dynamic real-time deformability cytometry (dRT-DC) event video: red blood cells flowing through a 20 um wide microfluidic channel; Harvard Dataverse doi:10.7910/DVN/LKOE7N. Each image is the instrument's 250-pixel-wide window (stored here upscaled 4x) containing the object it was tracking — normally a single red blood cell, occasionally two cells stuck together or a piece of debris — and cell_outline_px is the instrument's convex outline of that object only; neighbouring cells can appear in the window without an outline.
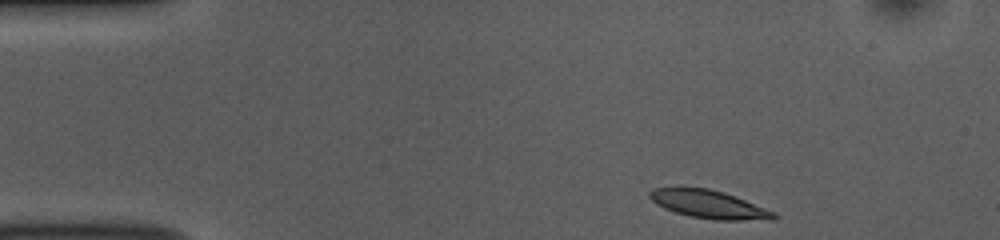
{"species": "common noctule bat (a hibernating species)", "species_latin": "Nyctalus noctula", "temperature_condition": "room temperature", "stored_images_in_passage": 46, "camera_frame_rate_fps": 3000, "um_per_image_px": 0.085, "animal": {"sex": "female", "body_mass_g": 10.0, "forearm_length_mm": 53.1}, "frame": {"image": 1, "passage_image": 1, "time_ms": 0.0, "image_size_px": [1000, 240], "cell_outline_px": [[780, 216], [772, 220], [716, 220], [688, 216], [664, 208], [656, 204], [648, 196], [648, 192], [652, 188], [708, 188], [724, 192], [776, 212]], "centroid_in_image_um": [60.29, 17.38], "position_along_channel_um": 24.7, "area_um2": 20.35}}
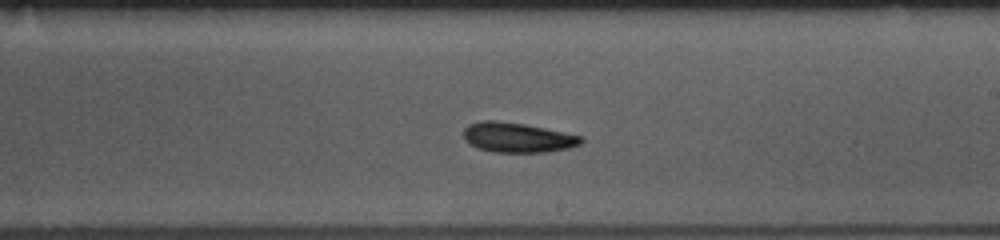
{"frame": {"image": 2, "passage_image": 24, "time_ms": 7.667, "image_size_px": [1000, 240], "cell_outline_px": [[584, 140], [580, 144], [568, 148], [544, 152], [492, 152], [476, 148], [464, 140], [464, 128], [468, 124], [484, 120], [496, 120], [524, 124], [584, 136]], "centroid_in_image_um": [43.97, 11.69], "position_along_channel_um": 245.0, "area_um2": 20.52}}
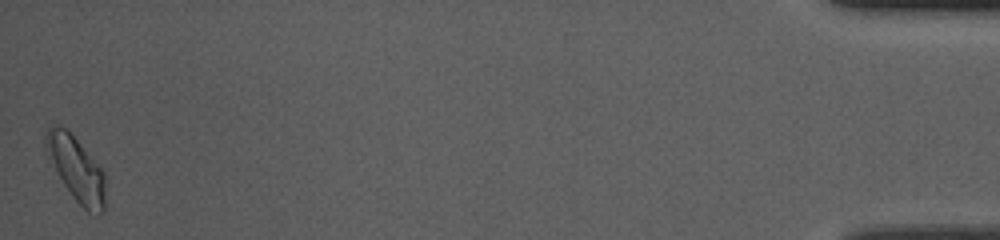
{"frame": {"image": 3, "passage_image": 46, "time_ms": 15.0, "image_size_px": [1000, 240], "cell_outline_px": [[104, 208], [96, 216], [88, 212], [72, 196], [48, 160], [44, 148], [44, 136], [48, 128], [52, 124], [60, 124], [68, 128], [104, 172]], "centroid_in_image_um": [6.42, 14.28], "position_along_channel_um": 428.8, "area_um2": 22.6}, "authors_computed_cell_mechanics": {"area_um2": 20.1144, "velocity_mm_per_s": 3.7491, "shape_relaxation_time_tau1_ms": 3.3044, "shape_relaxation_time_tau2_ms": 5.0256, "deformation_change_tau1": 0.1256, "deformation_change_tau2": 0.1372}}